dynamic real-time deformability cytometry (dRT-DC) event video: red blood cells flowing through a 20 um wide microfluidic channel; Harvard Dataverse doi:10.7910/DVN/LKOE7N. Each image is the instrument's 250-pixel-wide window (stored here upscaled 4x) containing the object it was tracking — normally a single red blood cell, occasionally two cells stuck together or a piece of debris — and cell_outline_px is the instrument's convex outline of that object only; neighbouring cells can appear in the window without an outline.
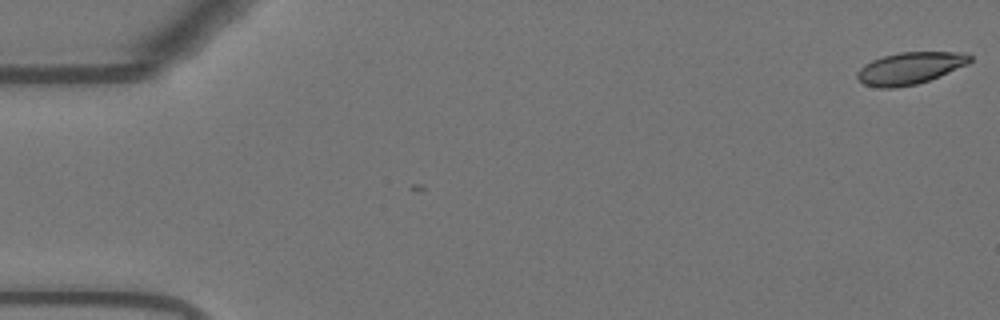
{"species": "Egyptian fruit bat (a non-hibernating species)", "species_latin": "Rousettus aegyptiacus", "temperature_condition": "warm", "stored_images_in_passage": 2, "camera_frame_rate_fps": 3000, "um_per_image_px": 0.085, "animal": {"sex": "female"}, "frame": {"image": 1, "passage_image": 2, "time_ms": 0.333, "image_size_px": [1000, 320], "cell_outline_px": [[972, 60], [968, 64], [940, 76], [916, 84], [896, 88], [880, 88], [864, 84], [856, 76], [856, 72], [864, 64], [872, 60], [884, 56], [900, 52], [964, 52], [972, 56]], "centroid_in_image_um": [77.35, 5.79], "position_along_channel_um": 7.6, "area_um2": 21.04}}